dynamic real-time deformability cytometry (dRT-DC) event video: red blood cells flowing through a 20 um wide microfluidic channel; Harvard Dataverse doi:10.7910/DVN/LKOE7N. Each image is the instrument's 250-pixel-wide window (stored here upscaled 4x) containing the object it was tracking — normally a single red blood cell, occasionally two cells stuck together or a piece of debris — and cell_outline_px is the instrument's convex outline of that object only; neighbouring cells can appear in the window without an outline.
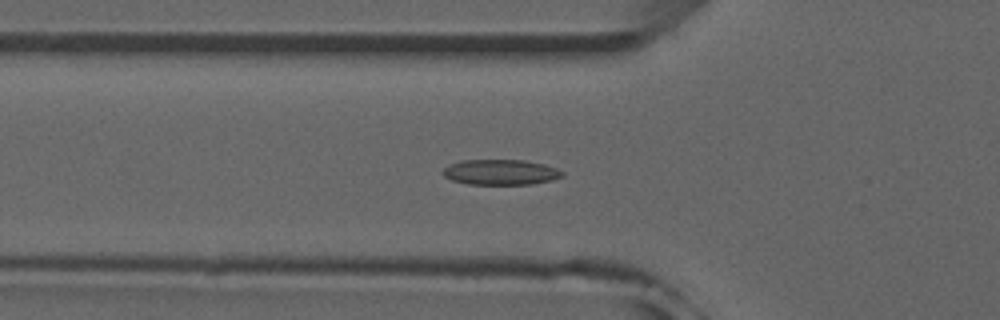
{"species": "common noctule bat (a hibernating species)", "species_latin": "Nyctalus noctula", "temperature_condition": "room temperature", "stored_images_in_passage": 52, "camera_frame_rate_fps": 3000, "um_per_image_px": 0.085, "animal": {"sex": "male", "forearm_length_mm": 52.5}, "frame": {"image": 1, "passage_image": 18, "time_ms": 5.667, "image_size_px": [1000, 320], "cell_outline_px": [[564, 176], [552, 180], [532, 184], [468, 184], [452, 180], [444, 176], [440, 172], [448, 164], [460, 160], [524, 160], [544, 164], [556, 168], [564, 172]], "centroid_in_image_um": [42.53, 14.63], "position_along_channel_um": 83.3, "area_um2": 17.8}}
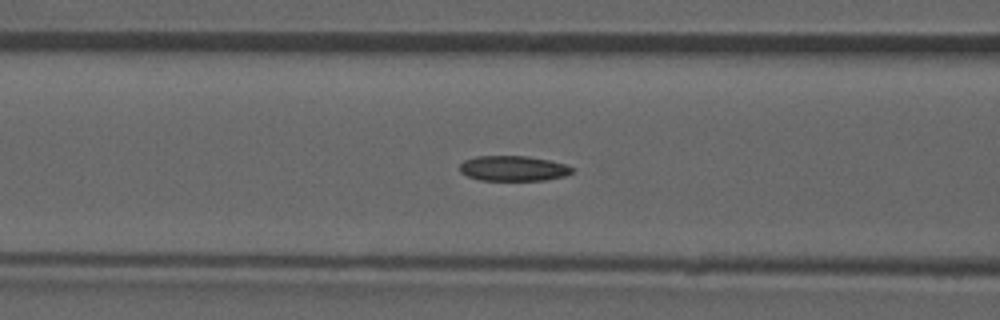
{"frame": {"image": 2, "passage_image": 21, "time_ms": 6.667, "image_size_px": [1000, 320], "cell_outline_px": [[576, 168], [572, 172], [564, 176], [544, 180], [480, 180], [468, 176], [460, 172], [460, 164], [464, 160], [476, 156], [528, 156], [548, 160], [564, 164]], "centroid_in_image_um": [43.62, 14.31], "position_along_channel_um": 123.0, "area_um2": 16.47}}
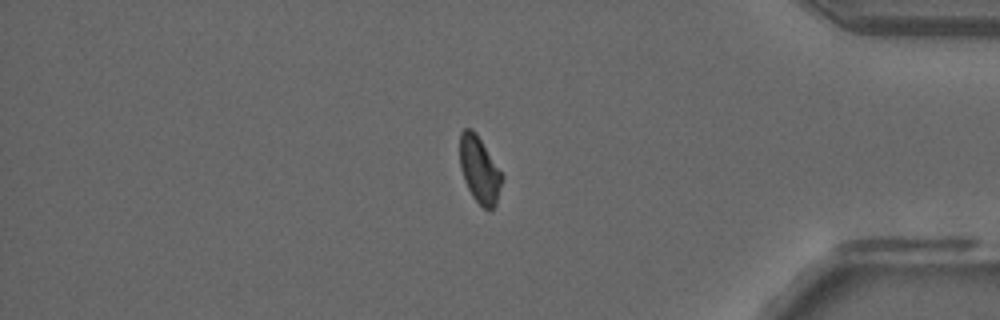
{"frame": {"image": 3, "passage_image": 44, "time_ms": 14.333, "image_size_px": [1000, 320], "cell_outline_px": [[504, 176], [496, 204], [492, 208], [484, 208], [472, 196], [464, 180], [460, 168], [460, 132], [464, 128], [472, 128], [476, 132]], "centroid_in_image_um": [40.75, 14.4], "position_along_channel_um": 394.4, "area_um2": 16.3}, "authors_computed_cell_mechanics": {"area_um2": 17.2822, "velocity_mm_per_s": 3.9238, "shape_relaxation_time_tau1_ms": 9.1341, "shape_relaxation_time_tau2_ms": 7.6123, "deformation_change_tau1": 0.1563, "deformation_change_tau2": 0.1174}}